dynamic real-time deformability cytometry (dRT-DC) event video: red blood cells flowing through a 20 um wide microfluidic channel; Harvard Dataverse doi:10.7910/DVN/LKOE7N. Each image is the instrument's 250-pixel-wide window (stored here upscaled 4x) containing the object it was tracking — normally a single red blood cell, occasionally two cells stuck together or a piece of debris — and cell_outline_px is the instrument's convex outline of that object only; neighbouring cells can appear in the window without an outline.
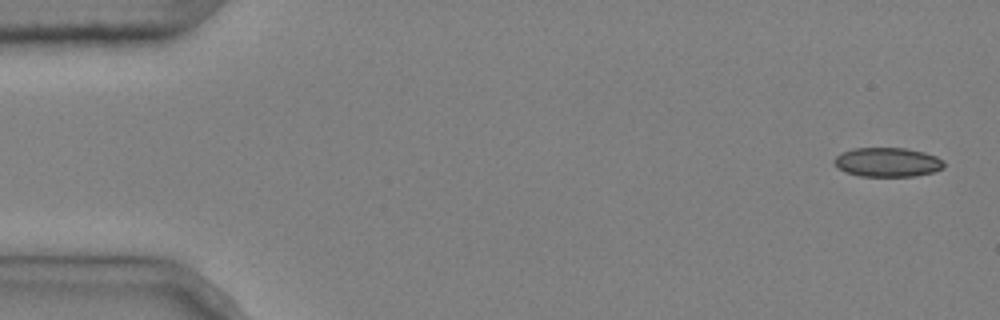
{"species": "common noctule bat (a hibernating species)", "species_latin": "Nyctalus noctula", "temperature_condition": "cold", "stored_images_in_passage": 4, "camera_frame_rate_fps": 3000, "um_per_image_px": 0.085, "animal": {"sex": "male", "body_mass_g": 20.4}, "frame": {"image": 1, "passage_image": 1, "time_ms": 0.0, "image_size_px": [1000, 320], "cell_outline_px": [[944, 168], [932, 172], [916, 176], [860, 176], [844, 172], [832, 160], [840, 152], [852, 148], [908, 148], [924, 152], [936, 156], [944, 160]], "centroid_in_image_um": [75.44, 13.78], "position_along_channel_um": 9.6, "area_um2": 18.84}}
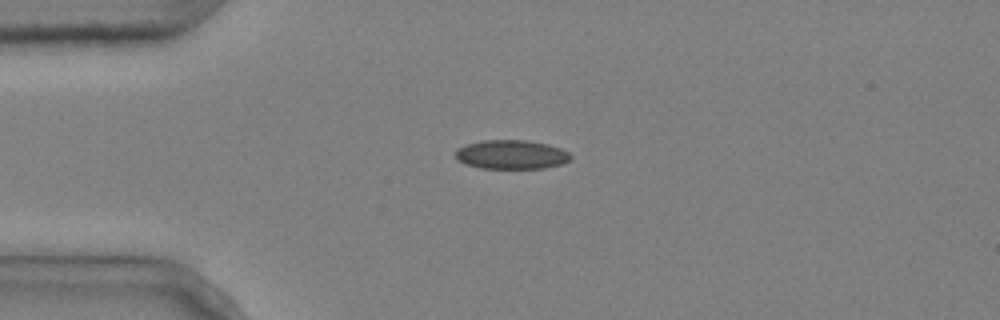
{"frame": {"image": 2, "passage_image": 4, "time_ms": 1.0, "image_size_px": [1000, 320], "cell_outline_px": [[572, 160], [560, 164], [544, 168], [480, 168], [464, 164], [456, 156], [456, 148], [468, 144], [484, 140], [524, 140], [548, 144], [560, 148], [568, 152], [572, 156]], "centroid_in_image_um": [43.49, 13.14], "position_along_channel_um": 41.5, "area_um2": 19.42}}